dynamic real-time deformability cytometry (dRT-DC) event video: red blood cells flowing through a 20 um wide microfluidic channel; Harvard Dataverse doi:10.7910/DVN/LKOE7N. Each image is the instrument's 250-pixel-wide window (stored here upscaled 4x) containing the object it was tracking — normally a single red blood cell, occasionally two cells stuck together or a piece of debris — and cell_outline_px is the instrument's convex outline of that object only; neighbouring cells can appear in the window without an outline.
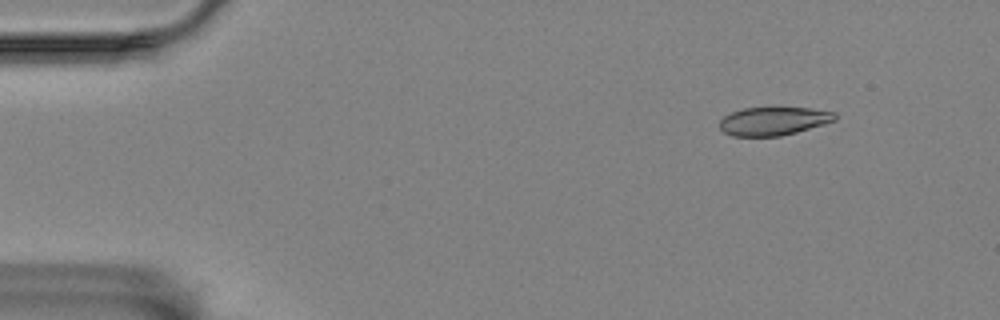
{"species": "Egyptian fruit bat (a non-hibernating species)", "species_latin": "Rousettus aegyptiacus", "temperature_condition": "room temperature", "stored_images_in_passage": 52, "camera_frame_rate_fps": 3000, "um_per_image_px": 0.085, "animal": {"sex": "female"}, "frame": {"image": 1, "passage_image": 1, "time_ms": 0.0, "image_size_px": [1000, 320], "cell_outline_px": [[836, 120], [824, 124], [796, 132], [780, 136], [732, 136], [724, 132], [720, 128], [720, 120], [724, 116], [732, 112], [744, 108], [808, 108], [836, 112]], "centroid_in_image_um": [65.75, 10.29], "position_along_channel_um": 19.3, "area_um2": 18.9}}
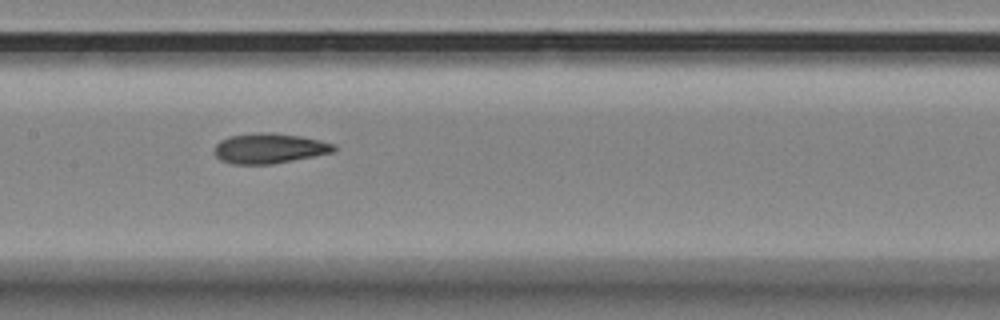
{"frame": {"image": 2, "passage_image": 23, "time_ms": 7.333, "image_size_px": [1000, 320], "cell_outline_px": [[336, 148], [332, 152], [272, 164], [232, 164], [220, 160], [212, 152], [216, 144], [220, 140], [228, 136], [260, 132], [272, 132], [300, 136], [320, 140], [332, 144]], "centroid_in_image_um": [22.81, 12.6], "position_along_channel_um": 184.6, "area_um2": 20.92}}
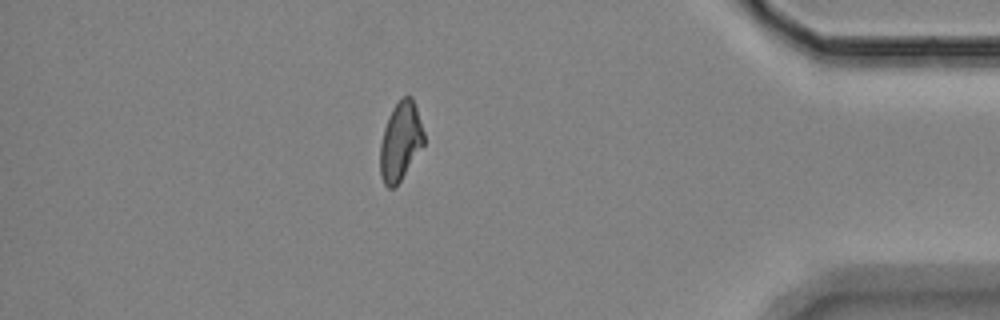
{"frame": {"image": 3, "passage_image": 45, "time_ms": 14.667, "image_size_px": [1000, 320], "cell_outline_px": [[424, 144], [400, 180], [392, 188], [388, 188], [384, 184], [380, 176], [380, 144], [384, 128], [388, 116], [392, 108], [404, 96], [412, 96], [424, 132]], "centroid_in_image_um": [34.02, 12.01], "position_along_channel_um": 401.2, "area_um2": 19.77}, "authors_computed_cell_mechanics": {"area_um2": 20.6635, "velocity_mm_per_s": 3.453, "shape_relaxation_time_tau1_ms": 9.4914, "shape_relaxation_time_tau2_ms": 3.5841, "deformation_change_tau1": 0.1894, "deformation_change_tau2": 0.0981}}